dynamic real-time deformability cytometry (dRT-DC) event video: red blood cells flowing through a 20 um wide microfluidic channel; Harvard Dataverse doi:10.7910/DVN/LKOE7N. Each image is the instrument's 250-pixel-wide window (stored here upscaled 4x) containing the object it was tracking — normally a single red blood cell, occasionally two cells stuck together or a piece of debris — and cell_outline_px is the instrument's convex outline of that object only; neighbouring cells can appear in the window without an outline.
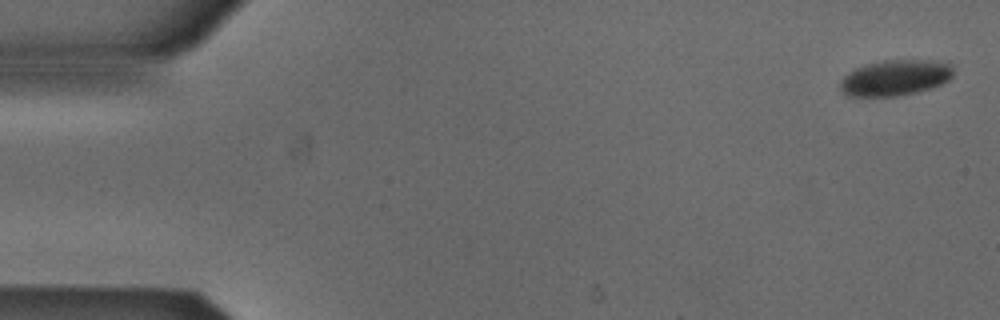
{"species": "Egyptian fruit bat (a non-hibernating species)", "species_latin": "Rousettus aegyptiacus", "temperature_condition": "cold", "stored_images_in_passage": 8, "camera_frame_rate_fps": 3000, "um_per_image_px": 0.085, "animal": {"sex": "male"}, "frame": {"image": 1, "passage_image": 1, "time_ms": 0.0, "image_size_px": [1000, 320], "cell_outline_px": [[952, 76], [948, 80], [940, 84], [916, 92], [892, 96], [848, 96], [840, 92], [840, 80], [848, 72], [864, 64], [884, 60], [948, 60], [952, 68]], "centroid_in_image_um": [76.07, 6.59], "position_along_channel_um": 8.9, "area_um2": 23.7}}